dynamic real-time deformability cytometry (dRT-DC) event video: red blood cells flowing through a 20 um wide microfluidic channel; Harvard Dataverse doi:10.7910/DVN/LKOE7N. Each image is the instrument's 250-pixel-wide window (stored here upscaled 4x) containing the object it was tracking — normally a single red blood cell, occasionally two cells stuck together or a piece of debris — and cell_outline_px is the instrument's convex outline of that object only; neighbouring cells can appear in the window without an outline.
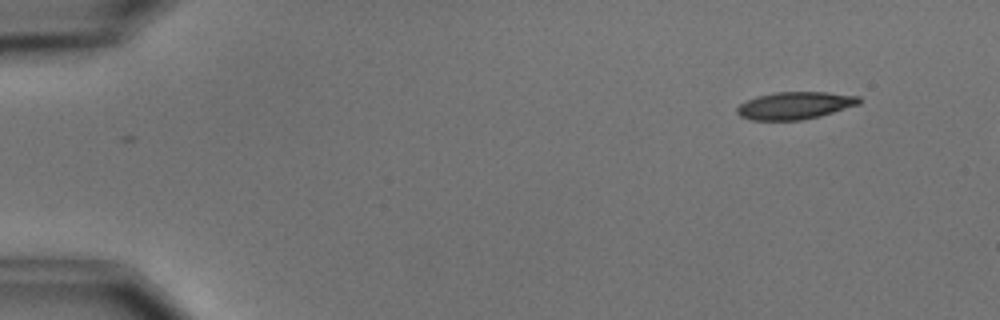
{"species": "common noctule bat (a hibernating species)", "species_latin": "Nyctalus noctula", "temperature_condition": "cold", "stored_images_in_passage": 3, "camera_frame_rate_fps": 3000, "um_per_image_px": 0.085, "animal": {"sex": "male", "body_mass_g": 15.6}, "frame": {"image": 1, "passage_image": 1, "time_ms": 0.0, "image_size_px": [1000, 320], "cell_outline_px": [[860, 104], [820, 116], [800, 120], [752, 120], [740, 116], [736, 112], [736, 108], [740, 104], [756, 96], [776, 92], [828, 92], [860, 96]], "centroid_in_image_um": [67.57, 8.96], "position_along_channel_um": 17.4, "area_um2": 19.48}}